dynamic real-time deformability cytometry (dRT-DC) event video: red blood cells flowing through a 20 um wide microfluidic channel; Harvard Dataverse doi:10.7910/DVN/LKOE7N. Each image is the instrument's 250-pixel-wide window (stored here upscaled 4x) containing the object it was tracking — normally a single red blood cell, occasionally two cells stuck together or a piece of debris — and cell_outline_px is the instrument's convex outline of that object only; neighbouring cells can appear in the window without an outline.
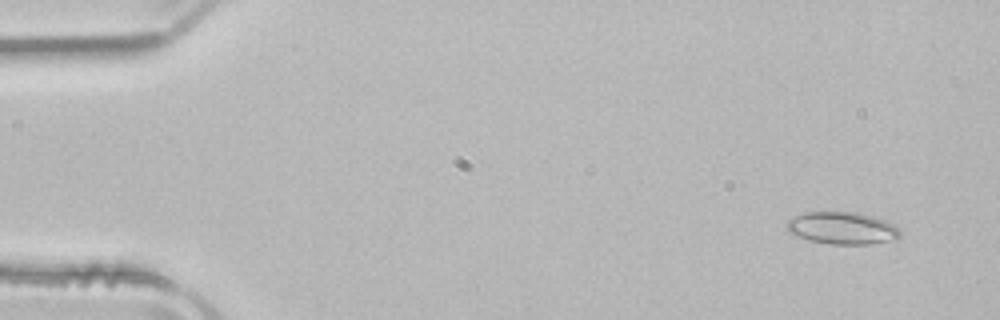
{"species": "common noctule bat (a hibernating species)", "species_latin": "Nyctalus noctula", "temperature_condition": "room temperature", "stored_images_in_passage": 52, "camera_frame_rate_fps": 3000, "um_per_image_px": 0.085, "animal": {"sex": "male", "body_mass_g": 21.5, "forearm_length_mm": 52.0}, "frame": {"image": 1, "passage_image": 4, "time_ms": 1.0, "image_size_px": [1000, 320], "cell_outline_px": [[900, 236], [896, 240], [868, 244], [828, 244], [812, 240], [788, 232], [784, 228], [784, 224], [788, 220], [804, 212], [856, 212], [872, 216], [884, 220], [900, 228]], "centroid_in_image_um": [71.59, 19.39], "position_along_channel_um": 13.4, "area_um2": 21.33}}
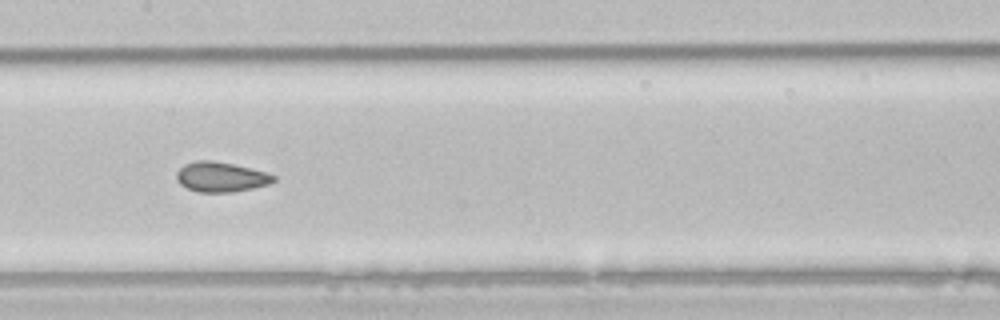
{"frame": {"image": 2, "passage_image": 26, "time_ms": 8.333, "image_size_px": [1000, 320], "cell_outline_px": [[276, 180], [268, 184], [252, 188], [232, 192], [200, 192], [188, 188], [180, 184], [176, 180], [176, 172], [184, 164], [196, 160], [212, 160], [232, 164], [264, 172], [276, 176]], "centroid_in_image_um": [18.74, 15.04], "position_along_channel_um": 188.7, "area_um2": 16.76}}
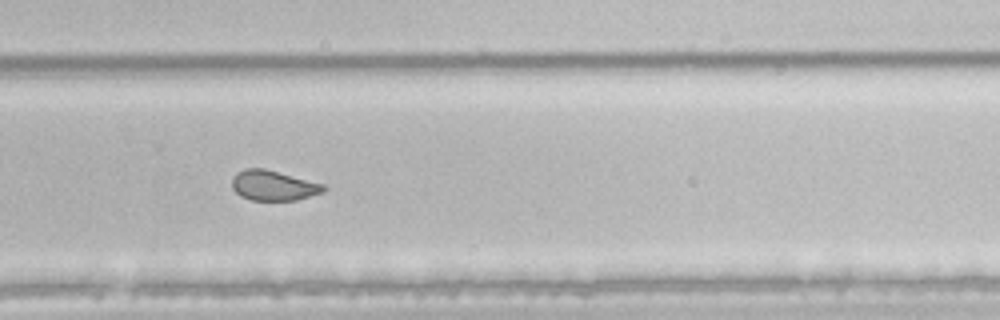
{"frame": {"image": 3, "passage_image": 35, "time_ms": 11.333, "image_size_px": [1000, 320], "cell_outline_px": [[328, 188], [324, 192], [296, 200], [252, 200], [240, 196], [232, 188], [232, 176], [236, 172], [244, 168], [264, 168], [324, 184]], "centroid_in_image_um": [23.23, 15.76], "position_along_channel_um": 306.6, "area_um2": 16.18}, "authors_computed_cell_mechanics": {"area_um2": 18.4093, "velocity_mm_per_s": 3.9638, "shape_relaxation_time_tau1_ms": null, "shape_relaxation_time_tau2_ms": 1.3361, "deformation_change_tau1": null, "deformation_change_tau2": 0.0531}}